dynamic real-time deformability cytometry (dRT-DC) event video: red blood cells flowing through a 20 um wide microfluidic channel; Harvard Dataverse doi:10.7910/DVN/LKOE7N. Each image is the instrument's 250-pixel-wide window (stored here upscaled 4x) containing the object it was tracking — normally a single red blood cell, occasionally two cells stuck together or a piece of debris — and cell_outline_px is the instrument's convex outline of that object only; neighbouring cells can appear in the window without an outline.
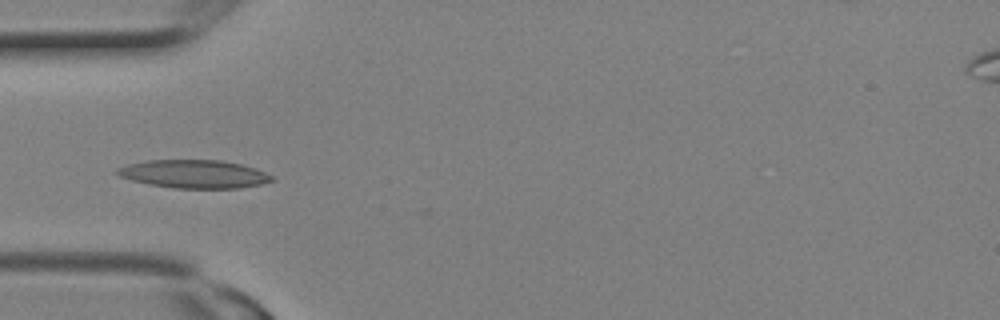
{"species": "Egyptian fruit bat (a non-hibernating species)", "species_latin": "Rousettus aegyptiacus", "temperature_condition": "room temperature", "stored_images_in_passage": 6, "camera_frame_rate_fps": 3000, "um_per_image_px": 0.085, "animal": {"sex": "female"}, "frame": {"image": 1, "passage_image": 5, "time_ms": 1.333, "image_size_px": [1000, 320], "cell_outline_px": [[276, 180], [260, 184], [236, 188], [172, 188], [148, 184], [132, 180], [120, 176], [116, 172], [116, 168], [128, 164], [148, 160], [220, 160], [240, 164], [256, 168], [272, 176]], "centroid_in_image_um": [16.49, 14.79], "position_along_channel_um": 68.5, "area_um2": 25.32}}